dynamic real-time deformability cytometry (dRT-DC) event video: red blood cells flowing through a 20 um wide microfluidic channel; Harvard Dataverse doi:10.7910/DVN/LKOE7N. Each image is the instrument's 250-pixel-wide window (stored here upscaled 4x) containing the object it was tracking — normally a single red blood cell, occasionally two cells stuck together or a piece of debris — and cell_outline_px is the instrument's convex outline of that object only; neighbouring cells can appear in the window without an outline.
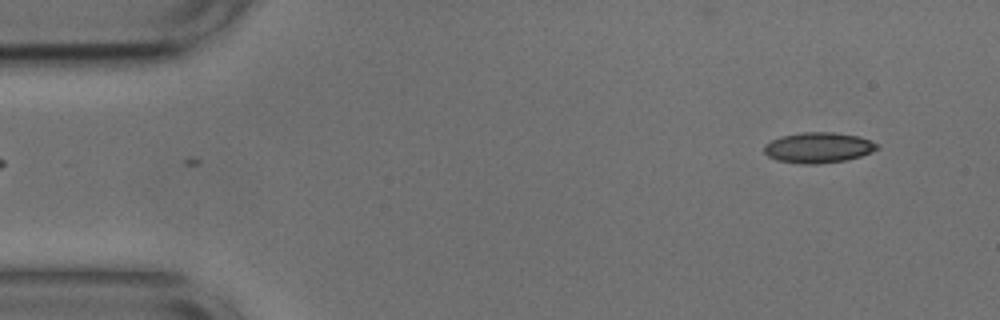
{"species": "common noctule bat (a hibernating species)", "species_latin": "Nyctalus noctula", "temperature_condition": "cold", "stored_images_in_passage": 50, "camera_frame_rate_fps": 3000, "um_per_image_px": 0.085, "animal": {"sex": "male", "body_mass_g": 17.9, "forearm_length_mm": 54.2}, "frame": {"image": 1, "passage_image": 1, "time_ms": 0.0, "image_size_px": [1000, 320], "cell_outline_px": [[880, 148], [872, 152], [860, 156], [844, 160], [820, 164], [804, 164], [776, 160], [768, 156], [764, 152], [764, 144], [780, 136], [804, 132], [836, 132], [860, 136], [880, 144]], "centroid_in_image_um": [69.58, 12.54], "position_along_channel_um": 15.4, "area_um2": 20.29}}
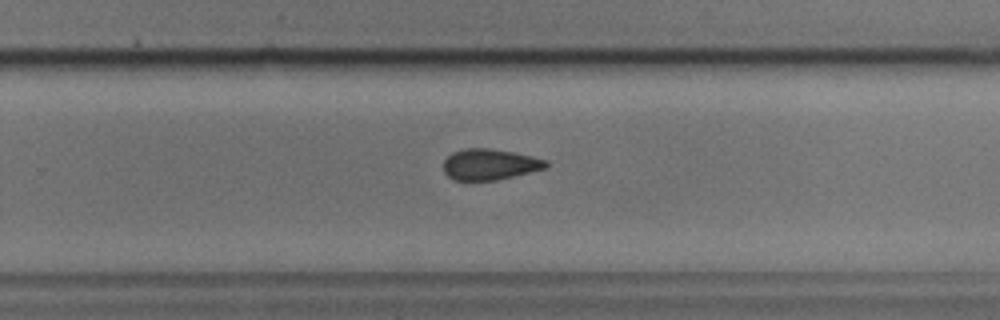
{"frame": {"image": 2, "passage_image": 30, "time_ms": 9.667, "image_size_px": [1000, 320], "cell_outline_px": [[548, 164], [544, 168], [496, 180], [452, 180], [444, 172], [444, 160], [452, 152], [464, 148], [488, 148], [512, 152], [548, 160]], "centroid_in_image_um": [41.57, 13.97], "position_along_channel_um": 288.2, "area_um2": 18.26}}
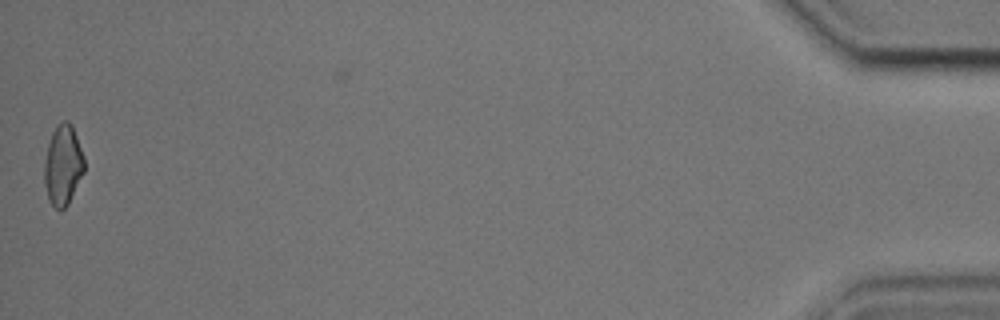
{"frame": {"image": 3, "passage_image": 49, "time_ms": 16.0, "image_size_px": [1000, 320], "cell_outline_px": [[84, 172], [68, 204], [60, 212], [48, 200], [44, 184], [44, 164], [48, 144], [52, 132], [56, 124], [64, 120], [68, 120], [72, 124], [84, 156]], "centroid_in_image_um": [5.35, 14.03], "position_along_channel_um": 429.9, "area_um2": 18.84}, "authors_computed_cell_mechanics": {"area_um2": 19.3052, "velocity_mm_per_s": 3.7667, "shape_relaxation_time_tau1_ms": 10.6933, "shape_relaxation_time_tau2_ms": 3.761, "deformation_change_tau1": 0.1724, "deformation_change_tau2": 0.0925}}